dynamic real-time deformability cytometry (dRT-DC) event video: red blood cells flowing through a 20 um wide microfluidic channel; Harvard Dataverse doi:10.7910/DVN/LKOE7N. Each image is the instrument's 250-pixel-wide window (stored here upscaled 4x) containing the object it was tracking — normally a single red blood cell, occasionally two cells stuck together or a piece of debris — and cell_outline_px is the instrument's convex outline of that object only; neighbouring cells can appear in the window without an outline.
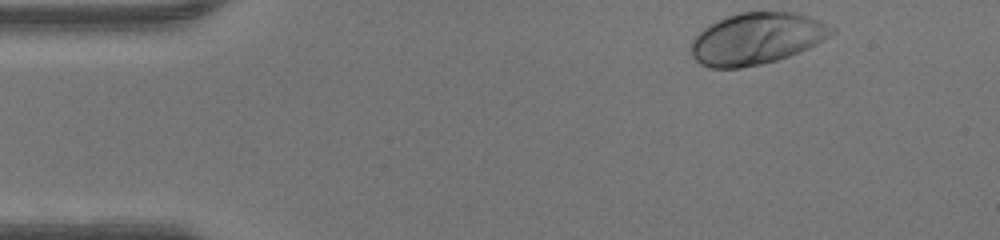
{"species": "human", "species_latin": "Homo sapiens", "temperature_condition": "warm", "stored_images_in_passage": 37, "camera_frame_rate_fps": 3000, "um_per_image_px": 0.085, "donor": {"sex": "male"}, "frame": {"image": 1, "passage_image": 1, "time_ms": 0.0, "image_size_px": [1000, 240], "cell_outline_px": [[836, 32], [816, 44], [808, 48], [788, 56], [776, 60], [760, 64], [740, 68], [708, 68], [700, 64], [692, 56], [692, 40], [708, 24], [716, 20], [740, 12], [796, 12], [808, 16], [836, 28]], "centroid_in_image_um": [64.31, 3.28], "position_along_channel_um": 20.7, "area_um2": 42.14}}
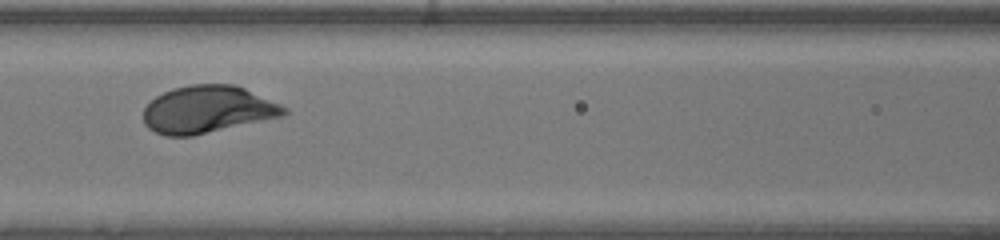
{"frame": {"image": 2, "passage_image": 16, "time_ms": 5.0, "image_size_px": [1000, 240], "cell_outline_px": [[288, 112], [284, 116], [192, 136], [164, 136], [148, 128], [144, 124], [144, 108], [156, 96], [172, 88], [192, 84], [232, 84], [244, 88], [280, 104], [288, 108]], "centroid_in_image_um": [17.64, 9.31], "position_along_channel_um": 149.0, "area_um2": 38.73}}
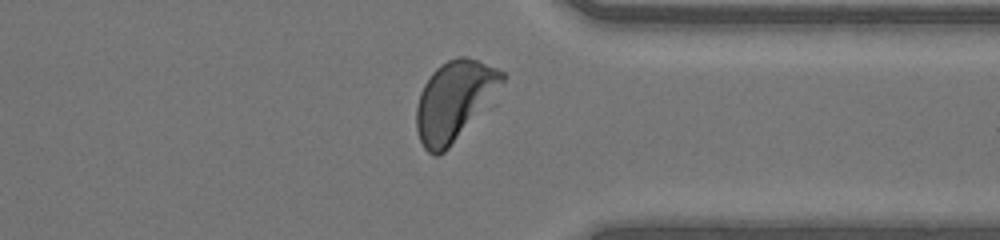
{"frame": {"image": 3, "passage_image": 32, "time_ms": 10.333, "image_size_px": [1000, 240], "cell_outline_px": [[508, 76], [448, 148], [444, 152], [436, 156], [432, 156], [424, 148], [420, 140], [416, 128], [416, 108], [420, 92], [424, 84], [432, 72], [440, 64], [456, 56], [464, 56], [476, 60], [496, 68], [504, 72]], "centroid_in_image_um": [38.55, 8.53], "position_along_channel_um": 372.9, "area_um2": 38.61}}